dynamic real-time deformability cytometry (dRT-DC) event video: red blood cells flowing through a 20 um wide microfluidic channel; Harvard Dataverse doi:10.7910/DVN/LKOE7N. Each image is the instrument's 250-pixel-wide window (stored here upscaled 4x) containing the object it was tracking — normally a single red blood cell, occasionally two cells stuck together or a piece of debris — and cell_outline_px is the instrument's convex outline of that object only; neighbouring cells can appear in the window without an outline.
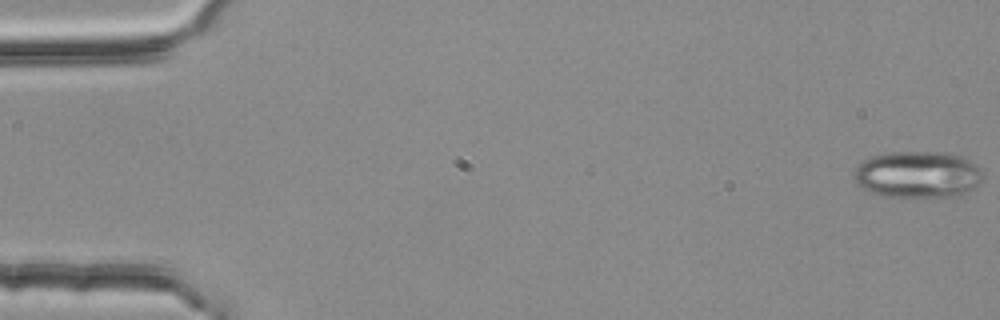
{"species": "common noctule bat (a hibernating species)", "species_latin": "Nyctalus noctula", "temperature_condition": "room temperature", "stored_images_in_passage": 54, "segment_of_instrument_passage": [1, 2], "camera_frame_rate_fps": 3000, "um_per_image_px": 0.085, "animal": {"sex": "female", "body_mass_g": 25.1}, "frame": {"image": 1, "passage_image": 1, "time_ms": 0.0, "image_size_px": [1000, 320], "cell_outline_px": [[980, 180], [972, 188], [956, 196], [884, 196], [872, 192], [864, 188], [856, 180], [856, 168], [864, 160], [872, 156], [892, 152], [948, 152], [960, 156], [976, 164], [980, 172]], "centroid_in_image_um": [78.0, 14.81], "position_along_channel_um": 7.0, "area_um2": 34.16}}